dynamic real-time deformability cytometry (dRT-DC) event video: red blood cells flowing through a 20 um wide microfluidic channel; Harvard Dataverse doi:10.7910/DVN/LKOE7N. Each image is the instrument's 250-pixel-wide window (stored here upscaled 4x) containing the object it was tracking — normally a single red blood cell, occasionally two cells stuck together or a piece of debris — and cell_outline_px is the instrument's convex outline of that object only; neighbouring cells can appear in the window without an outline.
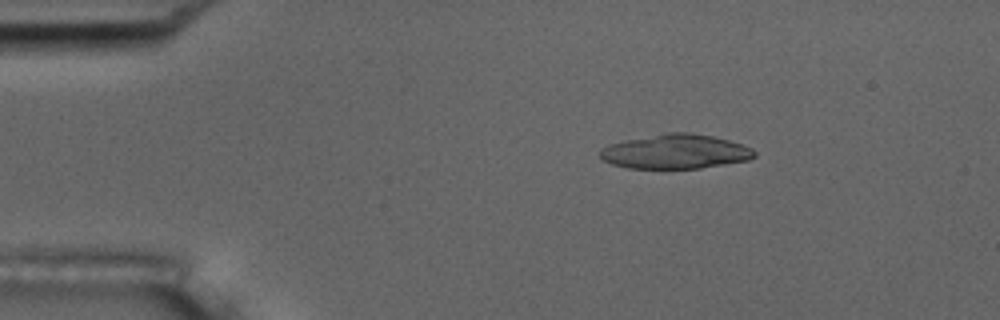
{"species": "common noctule bat (a hibernating species)", "species_latin": "Nyctalus noctula", "temperature_condition": "room temperature", "stored_images_in_passage": 52, "camera_frame_rate_fps": 3000, "um_per_image_px": 0.085, "animal": {"sex": "male", "body_mass_g": 17.5, "forearm_length_mm": 52.3}, "frame": {"image": 1, "passage_image": 8, "time_ms": 2.333, "image_size_px": [1000, 320], "cell_outline_px": [[756, 156], [748, 160], [700, 168], [628, 168], [612, 164], [604, 160], [600, 156], [600, 148], [608, 144], [668, 132], [692, 132], [712, 136], [728, 140], [752, 148], [756, 152]], "centroid_in_image_um": [57.42, 12.88], "position_along_channel_um": 27.6, "area_um2": 30.75}, "authors_computed_cell_mechanics": {"area_um2": 29.1023, "velocity_mm_per_s": 3.7367, "shape_relaxation_time_tau1_ms": null, "shape_relaxation_time_tau2_ms": 6.1977, "deformation_change_tau1": null, "deformation_change_tau2": 0.1572}}